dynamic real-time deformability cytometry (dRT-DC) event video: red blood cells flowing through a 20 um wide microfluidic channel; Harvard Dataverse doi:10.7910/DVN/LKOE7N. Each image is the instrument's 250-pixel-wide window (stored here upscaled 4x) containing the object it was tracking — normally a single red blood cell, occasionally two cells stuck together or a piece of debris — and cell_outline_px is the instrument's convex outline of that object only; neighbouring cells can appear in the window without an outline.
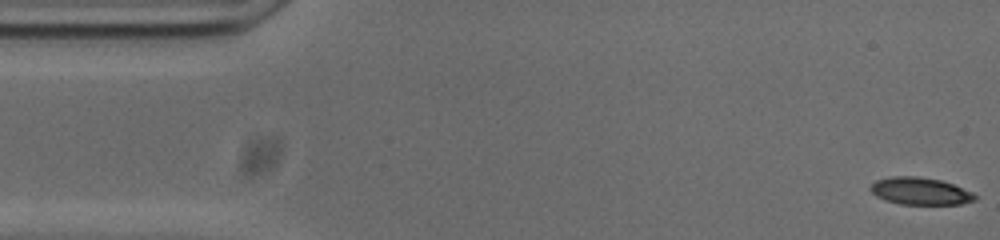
{"species": "common noctule bat (a hibernating species)", "species_latin": "Nyctalus noctula", "temperature_condition": "cold", "stored_images_in_passage": 53, "camera_frame_rate_fps": 3000, "um_per_image_px": 0.085, "animal": {"sex": "male", "body_mass_g": 20.0, "forearm_length_mm": 53.3}, "frame": {"image": 1, "passage_image": 1, "time_ms": 0.0, "image_size_px": [1000, 240], "cell_outline_px": [[976, 200], [960, 204], [900, 204], [884, 200], [876, 196], [868, 188], [876, 180], [892, 176], [916, 176], [940, 180], [952, 184], [972, 192], [976, 196]], "centroid_in_image_um": [78.19, 16.25], "position_along_channel_um": 6.8, "area_um2": 16.53}}
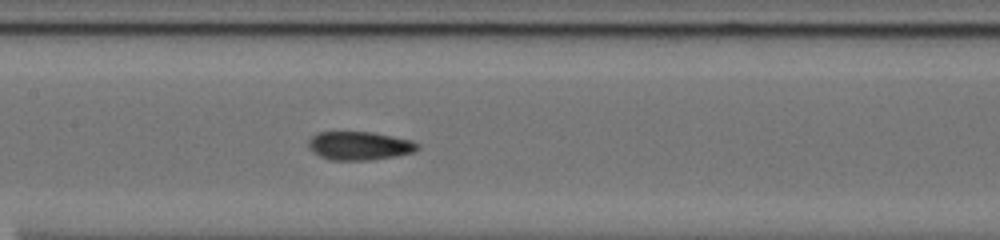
{"frame": {"image": 2, "passage_image": 24, "time_ms": 7.667, "image_size_px": [1000, 240], "cell_outline_px": [[420, 148], [416, 152], [396, 156], [368, 160], [328, 160], [312, 152], [308, 148], [308, 140], [312, 136], [320, 132], [372, 132], [412, 140], [420, 144]], "centroid_in_image_um": [30.57, 12.39], "position_along_channel_um": 176.8, "area_um2": 18.32}}
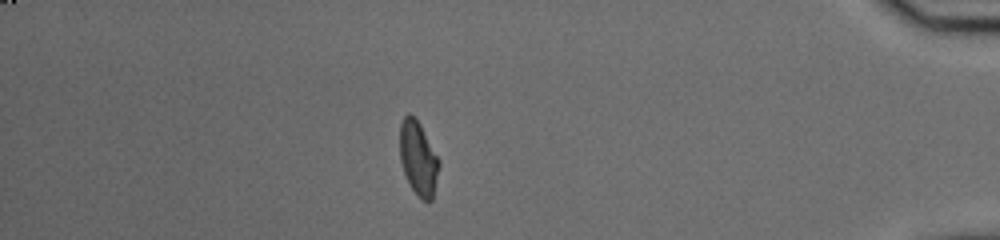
{"frame": {"image": 3, "passage_image": 46, "time_ms": 15.0, "image_size_px": [1000, 240], "cell_outline_px": [[440, 164], [432, 200], [420, 200], [412, 188], [404, 172], [400, 160], [400, 124], [404, 116], [408, 112], [416, 116], [440, 160]], "centroid_in_image_um": [35.55, 13.41], "position_along_channel_um": 399.6, "area_um2": 16.99}, "authors_computed_cell_mechanics": {"area_um2": 17.6868, "velocity_mm_per_s": 3.7357, "shape_relaxation_time_tau1_ms": 8.897, "shape_relaxation_time_tau2_ms": 1.8664, "deformation_change_tau1": 0.2214, "deformation_change_tau2": 0.074}}